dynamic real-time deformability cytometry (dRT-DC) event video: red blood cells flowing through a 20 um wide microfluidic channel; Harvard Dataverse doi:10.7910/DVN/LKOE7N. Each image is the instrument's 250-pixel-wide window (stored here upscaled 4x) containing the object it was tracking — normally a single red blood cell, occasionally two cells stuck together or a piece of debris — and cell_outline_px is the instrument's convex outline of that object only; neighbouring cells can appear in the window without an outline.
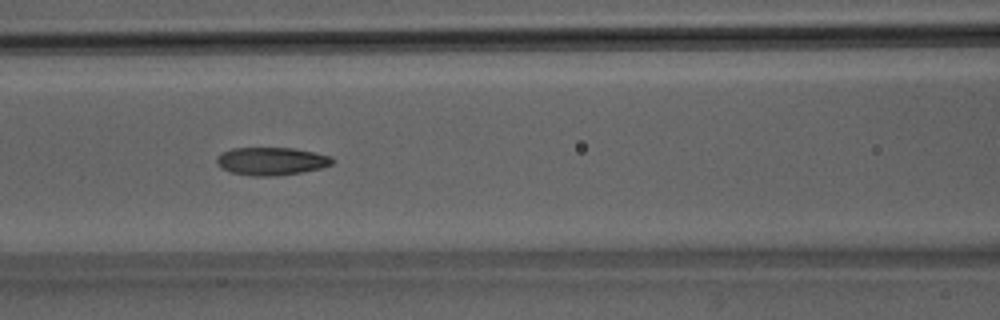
{"species": "Egyptian fruit bat (a non-hibernating species)", "species_latin": "Rousettus aegyptiacus", "temperature_condition": "room temperature", "stored_images_in_passage": 36, "camera_frame_rate_fps": 3000, "um_per_image_px": 0.085, "animal": {"sex": "male"}, "frame": {"image": 1, "passage_image": 8, "time_ms": 2.333, "image_size_px": [1000, 320], "cell_outline_px": [[336, 160], [332, 164], [320, 168], [300, 172], [276, 176], [252, 176], [232, 172], [220, 168], [216, 164], [216, 156], [220, 152], [232, 148], [296, 148], [332, 156]], "centroid_in_image_um": [23.05, 13.69], "position_along_channel_um": 143.6, "area_um2": 19.02}}
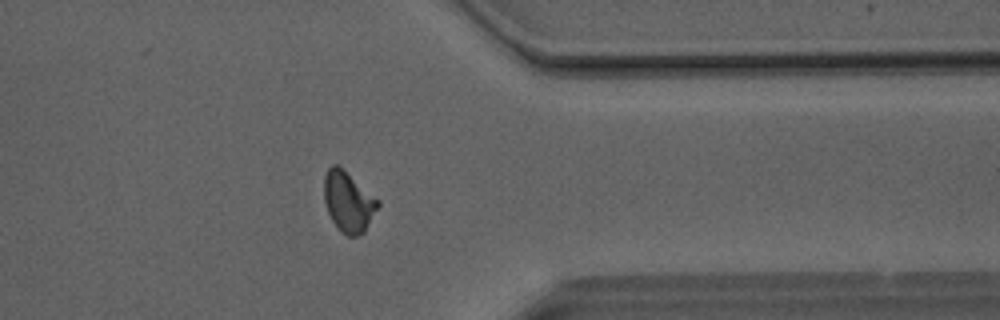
{"frame": {"image": 2, "passage_image": 26, "time_ms": 8.333, "image_size_px": [1000, 320], "cell_outline_px": [[380, 204], [364, 232], [356, 236], [348, 236], [340, 232], [332, 220], [328, 212], [324, 200], [324, 176], [328, 168], [332, 164], [336, 164], [380, 200]], "centroid_in_image_um": [29.6, 17.16], "position_along_channel_um": 381.8, "area_um2": 18.79}}
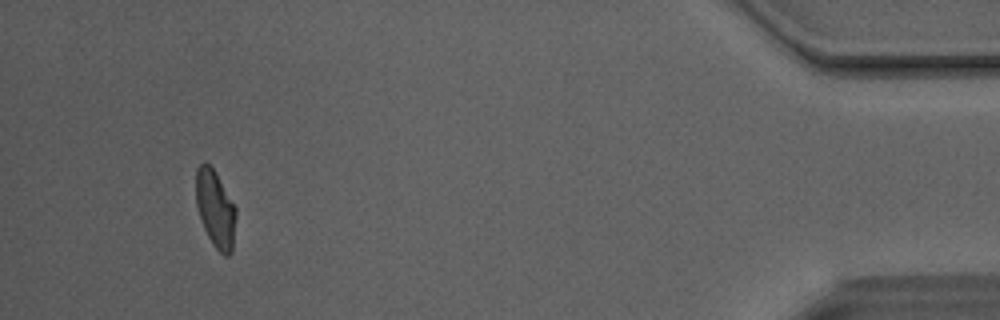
{"frame": {"image": 3, "passage_image": 33, "time_ms": 10.667, "image_size_px": [1000, 320], "cell_outline_px": [[236, 216], [232, 252], [228, 256], [224, 256], [212, 244], [200, 220], [196, 204], [196, 168], [204, 160], [216, 172], [236, 208]], "centroid_in_image_um": [18.3, 17.75], "position_along_channel_um": 416.9, "area_um2": 18.09}, "authors_computed_cell_mechanics": {"area_um2": 18.496, "velocity_mm_per_s": 4.1231, "shape_relaxation_time_tau1_ms": 7.9968, "shape_relaxation_time_tau2_ms": 2.4341, "deformation_change_tau1": 0.2277, "deformation_change_tau2": 0.0988}}